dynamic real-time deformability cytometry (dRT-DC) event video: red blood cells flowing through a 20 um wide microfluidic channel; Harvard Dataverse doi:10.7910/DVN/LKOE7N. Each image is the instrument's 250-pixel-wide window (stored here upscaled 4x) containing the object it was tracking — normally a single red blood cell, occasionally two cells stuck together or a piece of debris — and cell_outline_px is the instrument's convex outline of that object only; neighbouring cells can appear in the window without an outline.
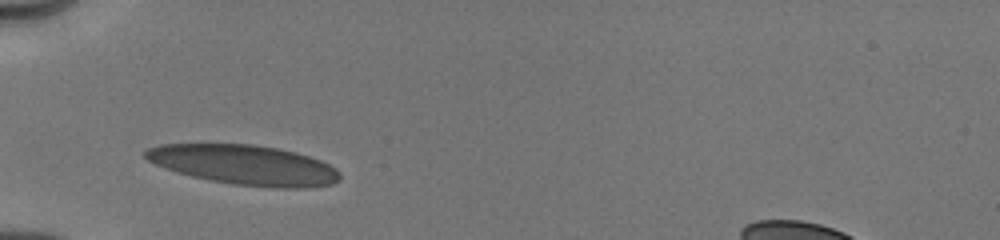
{"species": "human", "species_latin": "Homo sapiens", "temperature_condition": "cold", "stored_images_in_passage": 43, "camera_frame_rate_fps": 3000, "um_per_image_px": 0.085, "donor": {"sex": "male"}, "frame": {"image": 1, "passage_image": 1, "time_ms": 0.0, "image_size_px": [1000, 240], "cell_outline_px": [[340, 180], [332, 184], [304, 188], [268, 188], [232, 184], [192, 176], [176, 172], [164, 168], [148, 160], [144, 156], [144, 152], [148, 148], [160, 144], [252, 144], [280, 148], [296, 152], [320, 160], [336, 168], [340, 172]], "centroid_in_image_um": [20.79, 14.02], "position_along_channel_um": 64.2, "area_um2": 45.32}}
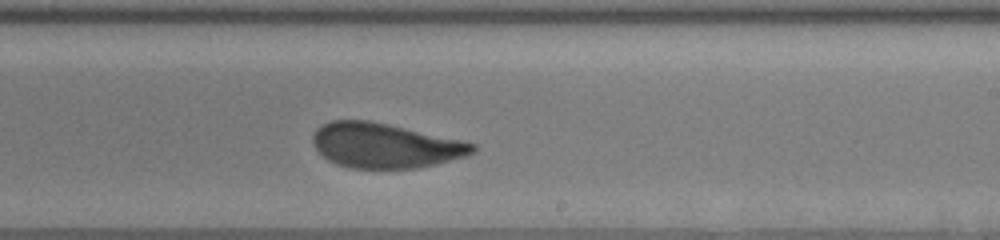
{"frame": {"image": 2, "passage_image": 28, "time_ms": 5.0, "image_size_px": [1000, 240], "cell_outline_px": [[476, 152], [468, 156], [436, 164], [416, 168], [352, 168], [336, 164], [328, 160], [316, 148], [312, 140], [312, 136], [316, 128], [320, 124], [332, 120], [368, 120], [388, 124], [464, 140], [476, 144]], "centroid_in_image_um": [32.76, 12.36], "position_along_channel_um": 256.2, "area_um2": 41.96}}
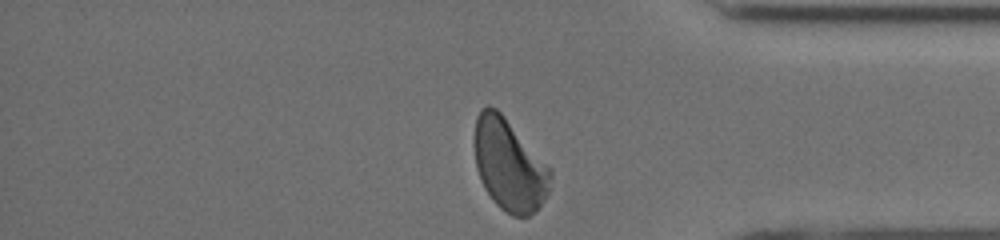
{"frame": {"image": 3, "passage_image": 43, "time_ms": 8.667, "image_size_px": [1000, 240], "cell_outline_px": [[552, 180], [548, 192], [540, 204], [528, 216], [512, 216], [500, 208], [492, 200], [484, 188], [480, 180], [476, 168], [472, 144], [472, 140], [476, 116], [480, 108], [488, 104], [496, 108], [504, 116], [552, 168]], "centroid_in_image_um": [43.24, 13.98], "position_along_channel_um": 392.0, "area_um2": 41.33}, "authors_computed_cell_mechanics": {"area_um2": 43.0032, "velocity_mm_per_s": 3.9897, "shape_relaxation_time_tau1_ms": 4.2592, "shape_relaxation_time_tau2_ms": 0.7647, "deformation_change_tau1": 0.1454, "deformation_change_tau2": 0.0807}}